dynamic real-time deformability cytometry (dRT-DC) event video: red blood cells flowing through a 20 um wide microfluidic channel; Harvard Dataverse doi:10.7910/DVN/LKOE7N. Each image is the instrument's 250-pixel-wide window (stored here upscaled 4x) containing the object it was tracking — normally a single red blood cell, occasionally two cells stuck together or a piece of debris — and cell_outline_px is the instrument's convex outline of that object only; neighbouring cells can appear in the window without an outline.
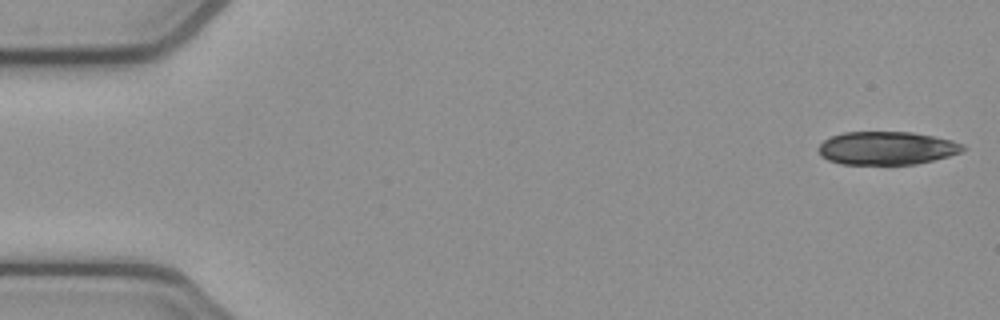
{"species": "common noctule bat (a hibernating species)", "species_latin": "Nyctalus noctula", "temperature_condition": "cold", "stored_images_in_passage": 17, "camera_frame_rate_fps": 3000, "um_per_image_px": 0.085, "animal": {"sex": "female", "body_mass_g": 21.9}, "frame": {"image": 1, "passage_image": 1, "time_ms": 0.0, "image_size_px": [1000, 320], "cell_outline_px": [[968, 148], [960, 152], [948, 156], [916, 164], [840, 164], [828, 160], [820, 156], [816, 148], [824, 140], [832, 136], [844, 132], [912, 132], [952, 140], [964, 144]], "centroid_in_image_um": [75.35, 12.59], "position_along_channel_um": 9.6, "area_um2": 28.03}}